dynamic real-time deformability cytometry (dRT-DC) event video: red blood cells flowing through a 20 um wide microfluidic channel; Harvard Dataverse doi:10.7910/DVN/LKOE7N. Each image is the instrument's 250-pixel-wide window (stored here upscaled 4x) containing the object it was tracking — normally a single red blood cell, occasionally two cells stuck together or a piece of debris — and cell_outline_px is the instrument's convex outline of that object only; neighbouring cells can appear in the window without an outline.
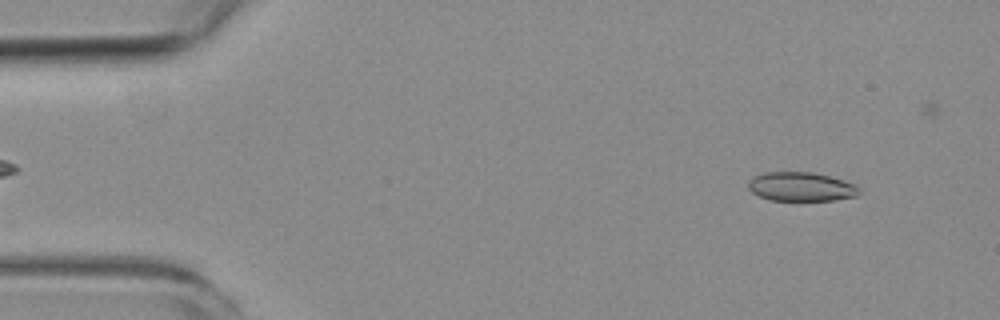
{"species": "common noctule bat (a hibernating species)", "species_latin": "Nyctalus noctula", "temperature_condition": "room temperature", "stored_images_in_passage": 4, "camera_frame_rate_fps": 3000, "um_per_image_px": 0.085, "animal": {"sex": "female", "body_mass_g": 19.3, "forearm_length_mm": 54.1}, "frame": {"image": 1, "passage_image": 1, "time_ms": 0.0, "image_size_px": [1000, 320], "cell_outline_px": [[860, 192], [856, 196], [832, 200], [772, 200], [760, 196], [752, 192], [748, 188], [748, 180], [764, 172], [812, 172], [844, 180], [856, 184], [860, 188]], "centroid_in_image_um": [68.11, 15.86], "position_along_channel_um": 16.9, "area_um2": 18.67}}
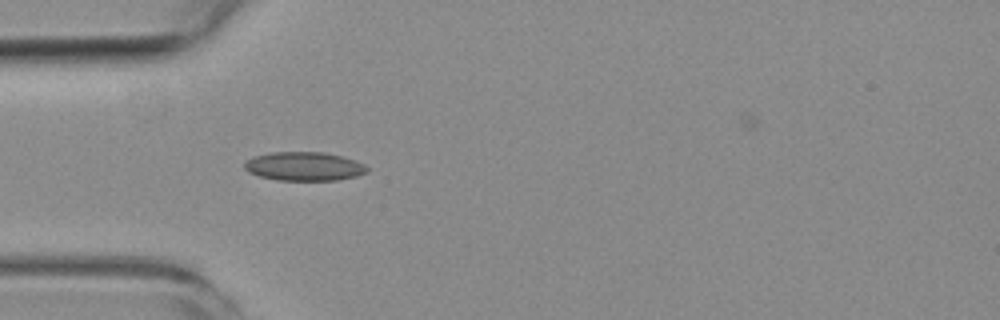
{"frame": {"image": 2, "passage_image": 4, "time_ms": 3.667, "image_size_px": [1000, 320], "cell_outline_px": [[368, 172], [356, 176], [336, 180], [276, 180], [260, 176], [248, 172], [244, 168], [244, 164], [252, 156], [272, 152], [324, 152], [356, 160], [364, 164], [368, 168]], "centroid_in_image_um": [25.85, 14.14], "position_along_channel_um": 59.2, "area_um2": 20.58}}